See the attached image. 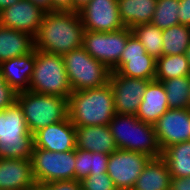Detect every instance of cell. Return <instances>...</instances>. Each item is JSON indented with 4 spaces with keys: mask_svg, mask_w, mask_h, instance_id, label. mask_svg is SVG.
<instances>
[{
    "mask_svg": "<svg viewBox=\"0 0 190 190\" xmlns=\"http://www.w3.org/2000/svg\"><path fill=\"white\" fill-rule=\"evenodd\" d=\"M84 27L78 12L45 13L35 39V49L65 55L82 46Z\"/></svg>",
    "mask_w": 190,
    "mask_h": 190,
    "instance_id": "obj_1",
    "label": "cell"
},
{
    "mask_svg": "<svg viewBox=\"0 0 190 190\" xmlns=\"http://www.w3.org/2000/svg\"><path fill=\"white\" fill-rule=\"evenodd\" d=\"M68 112L75 127L108 125L117 114L110 83L72 92L68 99Z\"/></svg>",
    "mask_w": 190,
    "mask_h": 190,
    "instance_id": "obj_2",
    "label": "cell"
},
{
    "mask_svg": "<svg viewBox=\"0 0 190 190\" xmlns=\"http://www.w3.org/2000/svg\"><path fill=\"white\" fill-rule=\"evenodd\" d=\"M108 126L118 149L142 153L151 159L162 157L153 124L134 115L116 114Z\"/></svg>",
    "mask_w": 190,
    "mask_h": 190,
    "instance_id": "obj_3",
    "label": "cell"
},
{
    "mask_svg": "<svg viewBox=\"0 0 190 190\" xmlns=\"http://www.w3.org/2000/svg\"><path fill=\"white\" fill-rule=\"evenodd\" d=\"M16 103L22 109L32 135L50 124L61 122L69 117L68 99L64 97L27 90L17 93Z\"/></svg>",
    "mask_w": 190,
    "mask_h": 190,
    "instance_id": "obj_4",
    "label": "cell"
},
{
    "mask_svg": "<svg viewBox=\"0 0 190 190\" xmlns=\"http://www.w3.org/2000/svg\"><path fill=\"white\" fill-rule=\"evenodd\" d=\"M33 148L34 135L19 105L15 102L0 111V158L31 159Z\"/></svg>",
    "mask_w": 190,
    "mask_h": 190,
    "instance_id": "obj_5",
    "label": "cell"
},
{
    "mask_svg": "<svg viewBox=\"0 0 190 190\" xmlns=\"http://www.w3.org/2000/svg\"><path fill=\"white\" fill-rule=\"evenodd\" d=\"M28 91L69 99L73 91L61 55L35 49V66Z\"/></svg>",
    "mask_w": 190,
    "mask_h": 190,
    "instance_id": "obj_6",
    "label": "cell"
},
{
    "mask_svg": "<svg viewBox=\"0 0 190 190\" xmlns=\"http://www.w3.org/2000/svg\"><path fill=\"white\" fill-rule=\"evenodd\" d=\"M62 57L73 92L98 88L109 82L111 70L82 46Z\"/></svg>",
    "mask_w": 190,
    "mask_h": 190,
    "instance_id": "obj_7",
    "label": "cell"
},
{
    "mask_svg": "<svg viewBox=\"0 0 190 190\" xmlns=\"http://www.w3.org/2000/svg\"><path fill=\"white\" fill-rule=\"evenodd\" d=\"M31 160L38 187L53 181L75 180V150L53 152L34 147Z\"/></svg>",
    "mask_w": 190,
    "mask_h": 190,
    "instance_id": "obj_8",
    "label": "cell"
},
{
    "mask_svg": "<svg viewBox=\"0 0 190 190\" xmlns=\"http://www.w3.org/2000/svg\"><path fill=\"white\" fill-rule=\"evenodd\" d=\"M132 34V30L127 27L115 32L84 30L82 47L90 56L112 70L118 64L127 40Z\"/></svg>",
    "mask_w": 190,
    "mask_h": 190,
    "instance_id": "obj_9",
    "label": "cell"
},
{
    "mask_svg": "<svg viewBox=\"0 0 190 190\" xmlns=\"http://www.w3.org/2000/svg\"><path fill=\"white\" fill-rule=\"evenodd\" d=\"M150 159L142 153L117 149L109 155L107 174L113 180L117 190H132Z\"/></svg>",
    "mask_w": 190,
    "mask_h": 190,
    "instance_id": "obj_10",
    "label": "cell"
},
{
    "mask_svg": "<svg viewBox=\"0 0 190 190\" xmlns=\"http://www.w3.org/2000/svg\"><path fill=\"white\" fill-rule=\"evenodd\" d=\"M128 78L155 80L156 59L149 55L138 38L132 34L118 64L111 70Z\"/></svg>",
    "mask_w": 190,
    "mask_h": 190,
    "instance_id": "obj_11",
    "label": "cell"
},
{
    "mask_svg": "<svg viewBox=\"0 0 190 190\" xmlns=\"http://www.w3.org/2000/svg\"><path fill=\"white\" fill-rule=\"evenodd\" d=\"M151 81L128 78L120 75L117 71H111L109 83L116 113L136 116L142 97Z\"/></svg>",
    "mask_w": 190,
    "mask_h": 190,
    "instance_id": "obj_12",
    "label": "cell"
},
{
    "mask_svg": "<svg viewBox=\"0 0 190 190\" xmlns=\"http://www.w3.org/2000/svg\"><path fill=\"white\" fill-rule=\"evenodd\" d=\"M78 13L86 31L115 32L124 28L118 0H91Z\"/></svg>",
    "mask_w": 190,
    "mask_h": 190,
    "instance_id": "obj_13",
    "label": "cell"
},
{
    "mask_svg": "<svg viewBox=\"0 0 190 190\" xmlns=\"http://www.w3.org/2000/svg\"><path fill=\"white\" fill-rule=\"evenodd\" d=\"M154 130L162 152L169 146L190 140V108H169L154 123Z\"/></svg>",
    "mask_w": 190,
    "mask_h": 190,
    "instance_id": "obj_14",
    "label": "cell"
},
{
    "mask_svg": "<svg viewBox=\"0 0 190 190\" xmlns=\"http://www.w3.org/2000/svg\"><path fill=\"white\" fill-rule=\"evenodd\" d=\"M45 12L29 0H20L0 11V25L36 36Z\"/></svg>",
    "mask_w": 190,
    "mask_h": 190,
    "instance_id": "obj_15",
    "label": "cell"
},
{
    "mask_svg": "<svg viewBox=\"0 0 190 190\" xmlns=\"http://www.w3.org/2000/svg\"><path fill=\"white\" fill-rule=\"evenodd\" d=\"M34 147L53 152L75 150L76 129L69 117L37 131L34 134Z\"/></svg>",
    "mask_w": 190,
    "mask_h": 190,
    "instance_id": "obj_16",
    "label": "cell"
},
{
    "mask_svg": "<svg viewBox=\"0 0 190 190\" xmlns=\"http://www.w3.org/2000/svg\"><path fill=\"white\" fill-rule=\"evenodd\" d=\"M37 187L31 159L0 158V190H32Z\"/></svg>",
    "mask_w": 190,
    "mask_h": 190,
    "instance_id": "obj_17",
    "label": "cell"
},
{
    "mask_svg": "<svg viewBox=\"0 0 190 190\" xmlns=\"http://www.w3.org/2000/svg\"><path fill=\"white\" fill-rule=\"evenodd\" d=\"M35 66V49L0 63L4 81L17 93L27 91Z\"/></svg>",
    "mask_w": 190,
    "mask_h": 190,
    "instance_id": "obj_18",
    "label": "cell"
},
{
    "mask_svg": "<svg viewBox=\"0 0 190 190\" xmlns=\"http://www.w3.org/2000/svg\"><path fill=\"white\" fill-rule=\"evenodd\" d=\"M75 129L77 149L107 155L118 149L108 125L75 127Z\"/></svg>",
    "mask_w": 190,
    "mask_h": 190,
    "instance_id": "obj_19",
    "label": "cell"
},
{
    "mask_svg": "<svg viewBox=\"0 0 190 190\" xmlns=\"http://www.w3.org/2000/svg\"><path fill=\"white\" fill-rule=\"evenodd\" d=\"M169 109L167 94L162 82L151 81L142 97L136 117L153 124Z\"/></svg>",
    "mask_w": 190,
    "mask_h": 190,
    "instance_id": "obj_20",
    "label": "cell"
},
{
    "mask_svg": "<svg viewBox=\"0 0 190 190\" xmlns=\"http://www.w3.org/2000/svg\"><path fill=\"white\" fill-rule=\"evenodd\" d=\"M34 49V36L0 25V63L29 54Z\"/></svg>",
    "mask_w": 190,
    "mask_h": 190,
    "instance_id": "obj_21",
    "label": "cell"
},
{
    "mask_svg": "<svg viewBox=\"0 0 190 190\" xmlns=\"http://www.w3.org/2000/svg\"><path fill=\"white\" fill-rule=\"evenodd\" d=\"M171 173L162 158L150 159L132 190H170Z\"/></svg>",
    "mask_w": 190,
    "mask_h": 190,
    "instance_id": "obj_22",
    "label": "cell"
},
{
    "mask_svg": "<svg viewBox=\"0 0 190 190\" xmlns=\"http://www.w3.org/2000/svg\"><path fill=\"white\" fill-rule=\"evenodd\" d=\"M157 0H118L120 19L127 28L151 23Z\"/></svg>",
    "mask_w": 190,
    "mask_h": 190,
    "instance_id": "obj_23",
    "label": "cell"
},
{
    "mask_svg": "<svg viewBox=\"0 0 190 190\" xmlns=\"http://www.w3.org/2000/svg\"><path fill=\"white\" fill-rule=\"evenodd\" d=\"M109 155L75 149V180L81 181L90 174L107 173Z\"/></svg>",
    "mask_w": 190,
    "mask_h": 190,
    "instance_id": "obj_24",
    "label": "cell"
},
{
    "mask_svg": "<svg viewBox=\"0 0 190 190\" xmlns=\"http://www.w3.org/2000/svg\"><path fill=\"white\" fill-rule=\"evenodd\" d=\"M171 177L190 176V140L167 147L162 152Z\"/></svg>",
    "mask_w": 190,
    "mask_h": 190,
    "instance_id": "obj_25",
    "label": "cell"
},
{
    "mask_svg": "<svg viewBox=\"0 0 190 190\" xmlns=\"http://www.w3.org/2000/svg\"><path fill=\"white\" fill-rule=\"evenodd\" d=\"M185 76H190V66L185 54L162 55L156 59V81Z\"/></svg>",
    "mask_w": 190,
    "mask_h": 190,
    "instance_id": "obj_26",
    "label": "cell"
},
{
    "mask_svg": "<svg viewBox=\"0 0 190 190\" xmlns=\"http://www.w3.org/2000/svg\"><path fill=\"white\" fill-rule=\"evenodd\" d=\"M170 109L190 108V76L163 80Z\"/></svg>",
    "mask_w": 190,
    "mask_h": 190,
    "instance_id": "obj_27",
    "label": "cell"
},
{
    "mask_svg": "<svg viewBox=\"0 0 190 190\" xmlns=\"http://www.w3.org/2000/svg\"><path fill=\"white\" fill-rule=\"evenodd\" d=\"M162 43V55L185 54L190 45L188 27L176 24L162 30Z\"/></svg>",
    "mask_w": 190,
    "mask_h": 190,
    "instance_id": "obj_28",
    "label": "cell"
},
{
    "mask_svg": "<svg viewBox=\"0 0 190 190\" xmlns=\"http://www.w3.org/2000/svg\"><path fill=\"white\" fill-rule=\"evenodd\" d=\"M132 33L138 38L145 51L155 59L162 56V30L152 23H143L131 28Z\"/></svg>",
    "mask_w": 190,
    "mask_h": 190,
    "instance_id": "obj_29",
    "label": "cell"
},
{
    "mask_svg": "<svg viewBox=\"0 0 190 190\" xmlns=\"http://www.w3.org/2000/svg\"><path fill=\"white\" fill-rule=\"evenodd\" d=\"M179 0H157L151 23L161 30L179 24Z\"/></svg>",
    "mask_w": 190,
    "mask_h": 190,
    "instance_id": "obj_30",
    "label": "cell"
},
{
    "mask_svg": "<svg viewBox=\"0 0 190 190\" xmlns=\"http://www.w3.org/2000/svg\"><path fill=\"white\" fill-rule=\"evenodd\" d=\"M82 190H117L107 173L90 174L80 181Z\"/></svg>",
    "mask_w": 190,
    "mask_h": 190,
    "instance_id": "obj_31",
    "label": "cell"
},
{
    "mask_svg": "<svg viewBox=\"0 0 190 190\" xmlns=\"http://www.w3.org/2000/svg\"><path fill=\"white\" fill-rule=\"evenodd\" d=\"M39 187L41 190H82L77 180L53 181Z\"/></svg>",
    "mask_w": 190,
    "mask_h": 190,
    "instance_id": "obj_32",
    "label": "cell"
},
{
    "mask_svg": "<svg viewBox=\"0 0 190 190\" xmlns=\"http://www.w3.org/2000/svg\"><path fill=\"white\" fill-rule=\"evenodd\" d=\"M15 92L6 82L0 86V111L12 106L16 102Z\"/></svg>",
    "mask_w": 190,
    "mask_h": 190,
    "instance_id": "obj_33",
    "label": "cell"
},
{
    "mask_svg": "<svg viewBox=\"0 0 190 190\" xmlns=\"http://www.w3.org/2000/svg\"><path fill=\"white\" fill-rule=\"evenodd\" d=\"M178 19L179 24L186 26L190 24V0H179Z\"/></svg>",
    "mask_w": 190,
    "mask_h": 190,
    "instance_id": "obj_34",
    "label": "cell"
},
{
    "mask_svg": "<svg viewBox=\"0 0 190 190\" xmlns=\"http://www.w3.org/2000/svg\"><path fill=\"white\" fill-rule=\"evenodd\" d=\"M170 190H190V176L171 177Z\"/></svg>",
    "mask_w": 190,
    "mask_h": 190,
    "instance_id": "obj_35",
    "label": "cell"
},
{
    "mask_svg": "<svg viewBox=\"0 0 190 190\" xmlns=\"http://www.w3.org/2000/svg\"><path fill=\"white\" fill-rule=\"evenodd\" d=\"M54 11L73 12V0H51Z\"/></svg>",
    "mask_w": 190,
    "mask_h": 190,
    "instance_id": "obj_36",
    "label": "cell"
},
{
    "mask_svg": "<svg viewBox=\"0 0 190 190\" xmlns=\"http://www.w3.org/2000/svg\"><path fill=\"white\" fill-rule=\"evenodd\" d=\"M45 13L53 12L51 0H29Z\"/></svg>",
    "mask_w": 190,
    "mask_h": 190,
    "instance_id": "obj_37",
    "label": "cell"
},
{
    "mask_svg": "<svg viewBox=\"0 0 190 190\" xmlns=\"http://www.w3.org/2000/svg\"><path fill=\"white\" fill-rule=\"evenodd\" d=\"M91 0H73V12H79L83 9Z\"/></svg>",
    "mask_w": 190,
    "mask_h": 190,
    "instance_id": "obj_38",
    "label": "cell"
},
{
    "mask_svg": "<svg viewBox=\"0 0 190 190\" xmlns=\"http://www.w3.org/2000/svg\"><path fill=\"white\" fill-rule=\"evenodd\" d=\"M18 1H20V0H0V11L5 9L6 7L14 5Z\"/></svg>",
    "mask_w": 190,
    "mask_h": 190,
    "instance_id": "obj_39",
    "label": "cell"
},
{
    "mask_svg": "<svg viewBox=\"0 0 190 190\" xmlns=\"http://www.w3.org/2000/svg\"><path fill=\"white\" fill-rule=\"evenodd\" d=\"M185 55H186V57H187V59H188L189 66H190V45H189V47L187 48Z\"/></svg>",
    "mask_w": 190,
    "mask_h": 190,
    "instance_id": "obj_40",
    "label": "cell"
},
{
    "mask_svg": "<svg viewBox=\"0 0 190 190\" xmlns=\"http://www.w3.org/2000/svg\"><path fill=\"white\" fill-rule=\"evenodd\" d=\"M4 83H5L4 77H3V74H2L1 69H0V86L3 85Z\"/></svg>",
    "mask_w": 190,
    "mask_h": 190,
    "instance_id": "obj_41",
    "label": "cell"
},
{
    "mask_svg": "<svg viewBox=\"0 0 190 190\" xmlns=\"http://www.w3.org/2000/svg\"><path fill=\"white\" fill-rule=\"evenodd\" d=\"M187 27H188V31H189V35H190V24Z\"/></svg>",
    "mask_w": 190,
    "mask_h": 190,
    "instance_id": "obj_42",
    "label": "cell"
},
{
    "mask_svg": "<svg viewBox=\"0 0 190 190\" xmlns=\"http://www.w3.org/2000/svg\"><path fill=\"white\" fill-rule=\"evenodd\" d=\"M32 190H41V188H40V187H37L36 189H32Z\"/></svg>",
    "mask_w": 190,
    "mask_h": 190,
    "instance_id": "obj_43",
    "label": "cell"
}]
</instances>
